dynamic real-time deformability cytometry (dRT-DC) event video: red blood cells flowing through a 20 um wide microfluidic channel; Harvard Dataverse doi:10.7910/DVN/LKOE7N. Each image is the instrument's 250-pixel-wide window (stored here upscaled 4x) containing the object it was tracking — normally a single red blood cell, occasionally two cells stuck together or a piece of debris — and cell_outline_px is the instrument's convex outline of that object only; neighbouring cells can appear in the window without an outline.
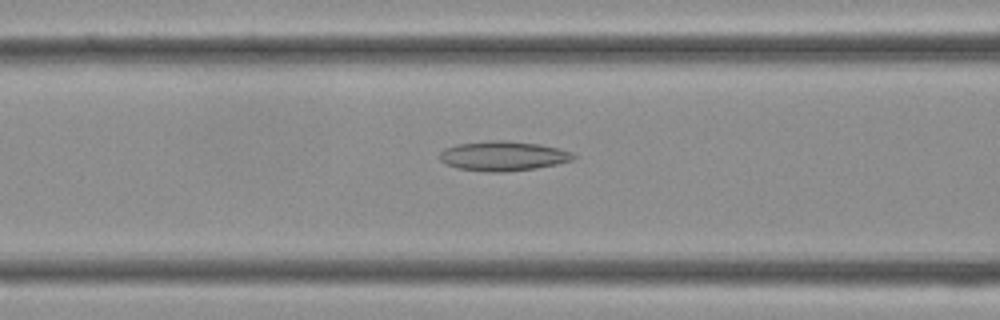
{"species": "Egyptian fruit bat (a non-hibernating species)", "species_latin": "Rousettus aegyptiacus", "temperature_condition": "cold", "stored_images_in_passage": 34, "camera_frame_rate_fps": 3000, "um_per_image_px": 0.085, "frame": {"image": 1, "passage_image": 12, "time_ms": 3.667, "image_size_px": [1000, 320], "cell_outline_px": [[576, 156], [572, 160], [556, 164], [536, 168], [504, 172], [484, 172], [456, 168], [444, 164], [440, 160], [440, 152], [444, 148], [456, 144], [492, 140], [504, 140], [540, 144], [572, 152]], "centroid_in_image_um": [42.71, 13.26], "position_along_channel_um": 123.9, "area_um2": 23.24}}
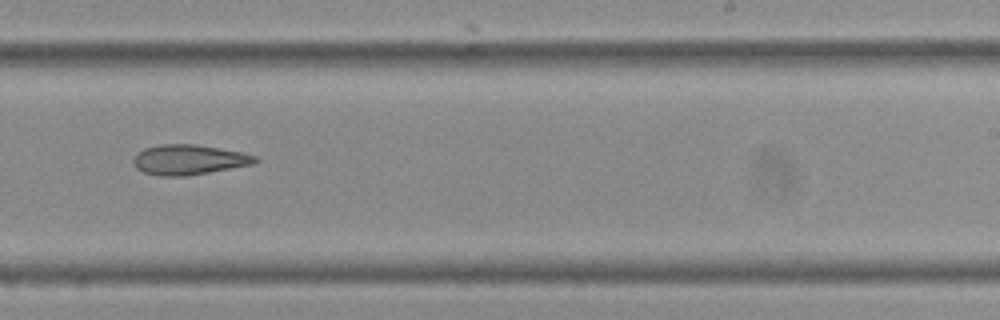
{"frame": {"image": 2, "passage_image": 20, "time_ms": 6.333, "image_size_px": [1000, 320], "cell_outline_px": [[260, 160], [256, 164], [188, 176], [156, 176], [144, 172], [136, 168], [132, 164], [132, 160], [136, 152], [144, 148], [160, 144], [196, 144], [240, 152], [256, 156]], "centroid_in_image_um": [16.03, 13.58], "position_along_channel_um": 273.0, "area_um2": 21.68}}
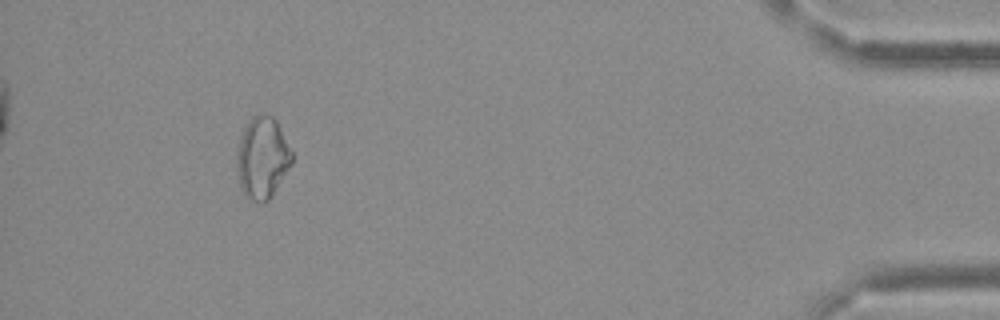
{"frame": {"image": 3, "passage_image": 31, "time_ms": 10.0, "image_size_px": [1000, 320], "cell_outline_px": [[292, 164], [268, 200], [264, 204], [260, 204], [244, 196], [240, 188], [236, 168], [236, 156], [240, 140], [244, 128], [252, 116], [264, 112], [272, 116], [276, 120], [292, 152]], "centroid_in_image_um": [22.28, 13.43], "position_along_channel_um": 412.9, "area_um2": 26.3}}